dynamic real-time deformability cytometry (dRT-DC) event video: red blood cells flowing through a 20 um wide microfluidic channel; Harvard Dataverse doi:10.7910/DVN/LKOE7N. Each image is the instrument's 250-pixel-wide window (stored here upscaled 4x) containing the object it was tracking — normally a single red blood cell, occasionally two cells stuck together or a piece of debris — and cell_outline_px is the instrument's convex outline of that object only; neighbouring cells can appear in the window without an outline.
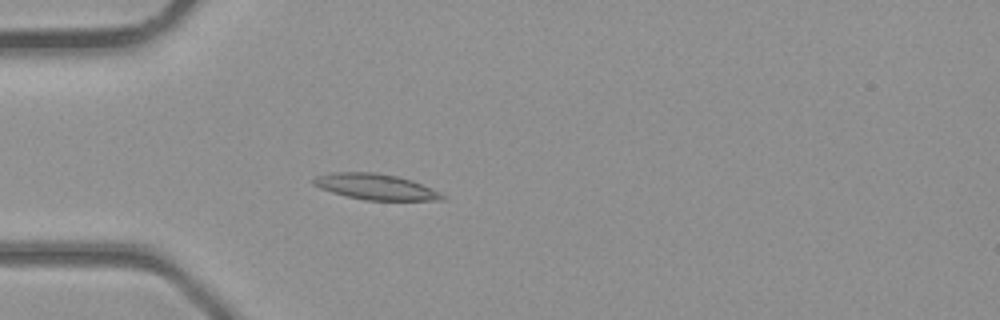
{"species": "common noctule bat (a hibernating species)", "species_latin": "Nyctalus noctula", "temperature_condition": "room temperature", "stored_images_in_passage": 41, "camera_frame_rate_fps": 3000, "um_per_image_px": 0.085, "animal": {"sex": "male", "body_mass_g": 23.1, "forearm_length_mm": 52.7}, "frame": {"image": 1, "passage_image": 13, "time_ms": 4.0, "image_size_px": [1000, 320], "cell_outline_px": [[448, 196], [444, 200], [364, 200], [332, 192], [320, 188], [312, 184], [312, 180], [316, 176], [332, 172], [376, 172], [396, 176], [412, 180]], "centroid_in_image_um": [31.92, 15.87], "position_along_channel_um": 53.1, "area_um2": 19.31}}
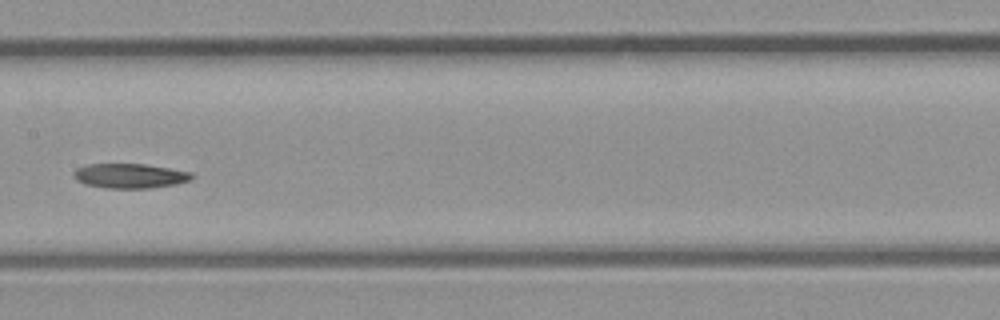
{"frame": {"image": 2, "passage_image": 22, "time_ms": 7.0, "image_size_px": [1000, 320], "cell_outline_px": [[196, 176], [192, 180], [176, 184], [148, 188], [104, 188], [84, 184], [76, 180], [72, 176], [72, 172], [76, 168], [88, 164], [144, 164], [192, 172]], "centroid_in_image_um": [11.03, 14.95], "position_along_channel_um": 196.4, "area_um2": 17.17}}
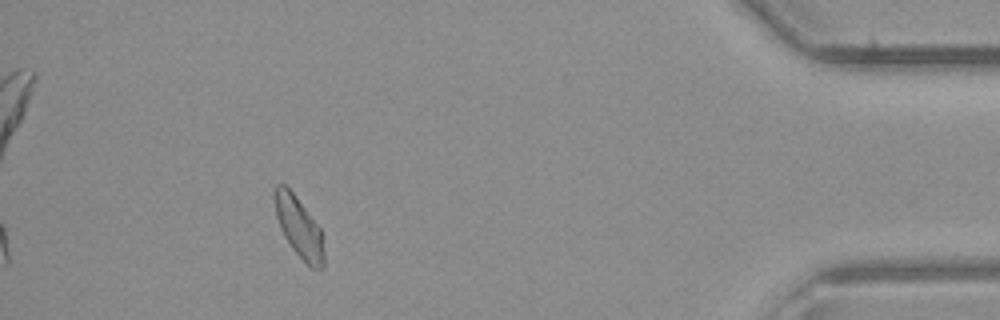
{"frame": {"image": 3, "passage_image": 38, "time_ms": 12.333, "image_size_px": [1000, 320], "cell_outline_px": [[324, 268], [312, 268], [292, 248], [284, 236], [280, 228], [276, 216], [276, 184], [284, 184], [292, 192], [320, 228], [324, 236]], "centroid_in_image_um": [25.46, 19.37], "position_along_channel_um": 409.7, "area_um2": 16.94}}